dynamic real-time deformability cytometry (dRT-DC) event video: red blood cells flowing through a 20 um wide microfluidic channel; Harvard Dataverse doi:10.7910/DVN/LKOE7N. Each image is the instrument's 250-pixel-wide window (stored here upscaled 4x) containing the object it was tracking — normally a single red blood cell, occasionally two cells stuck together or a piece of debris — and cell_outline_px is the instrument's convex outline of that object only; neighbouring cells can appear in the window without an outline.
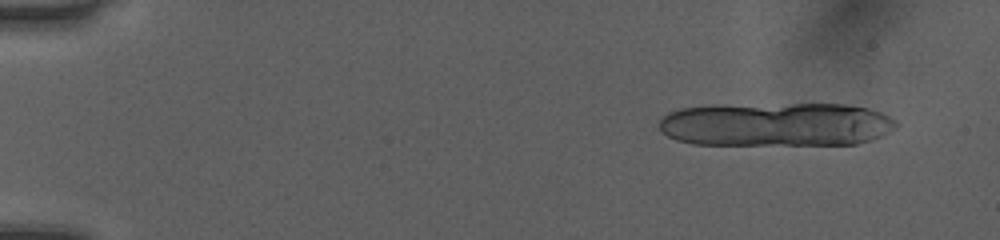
{"species": "human", "species_latin": "Homo sapiens", "temperature_condition": "room temperature", "stored_images_in_passage": 15, "camera_frame_rate_fps": 3000, "um_per_image_px": 0.085, "donor": {"sex": "female"}, "frame": {"image": 1, "passage_image": 4, "time_ms": 1.0, "image_size_px": [1000, 240], "cell_outline_px": [[900, 124], [896, 128], [872, 140], [856, 144], [692, 144], [676, 140], [660, 132], [656, 124], [668, 112], [680, 108], [716, 104], [844, 104], [868, 108], [880, 112], [896, 120]], "centroid_in_image_um": [65.93, 10.56], "position_along_channel_um": 19.1, "area_um2": 61.38}}